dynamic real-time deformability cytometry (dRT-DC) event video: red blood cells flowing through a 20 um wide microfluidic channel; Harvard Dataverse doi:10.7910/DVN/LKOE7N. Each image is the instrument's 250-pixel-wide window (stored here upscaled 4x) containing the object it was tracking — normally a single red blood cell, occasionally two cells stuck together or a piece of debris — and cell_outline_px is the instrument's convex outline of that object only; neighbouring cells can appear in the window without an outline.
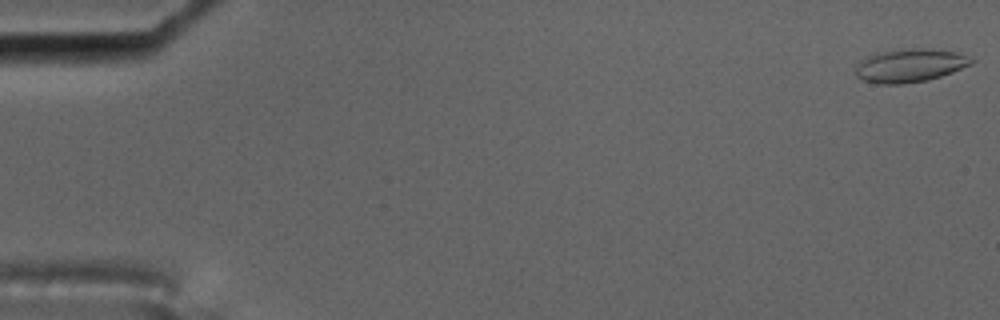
{"species": "common noctule bat (a hibernating species)", "species_latin": "Nyctalus noctula", "temperature_condition": "cold", "stored_images_in_passage": 58, "camera_frame_rate_fps": 3000, "um_per_image_px": 0.085, "animal": {"sex": "male", "body_mass_g": 17.5, "forearm_length_mm": 52.3}, "frame": {"image": 1, "passage_image": 1, "time_ms": 0.0, "image_size_px": [1000, 320], "cell_outline_px": [[976, 60], [972, 64], [952, 72], [928, 80], [904, 84], [876, 84], [864, 80], [856, 76], [852, 72], [856, 60], [864, 56], [876, 52], [908, 48], [924, 48], [960, 52]], "centroid_in_image_um": [77.26, 5.56], "position_along_channel_um": 7.7, "area_um2": 23.24}}
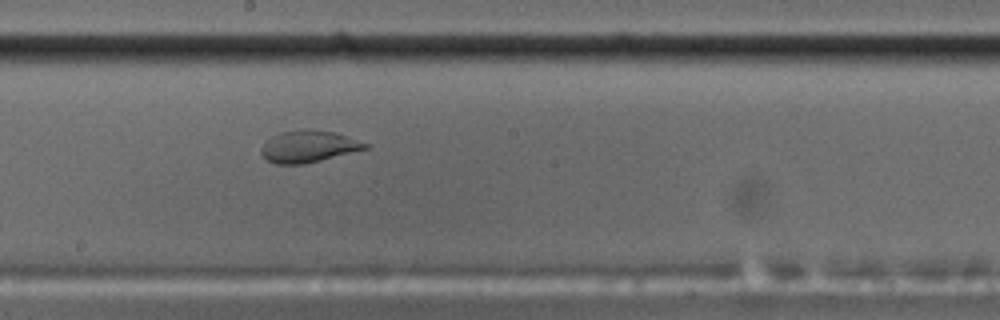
{"frame": {"image": 2, "passage_image": 32, "time_ms": 10.333, "image_size_px": [1000, 320], "cell_outline_px": [[368, 148], [304, 164], [276, 164], [268, 160], [260, 152], [260, 148], [272, 136], [280, 132], [308, 128], [336, 132], [368, 144]], "centroid_in_image_um": [26.2, 12.43], "position_along_channel_um": 222.0, "area_um2": 19.13}}
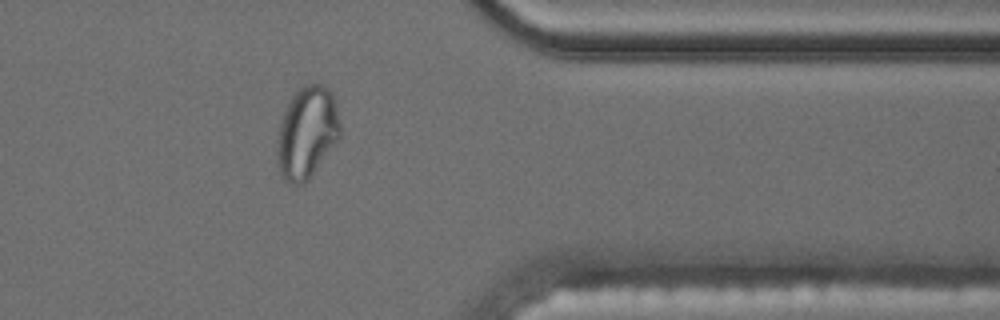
{"frame": {"image": 3, "passage_image": 47, "time_ms": 15.333, "image_size_px": [1000, 320], "cell_outline_px": [[340, 136], [308, 180], [300, 184], [288, 184], [284, 180], [280, 172], [276, 156], [276, 140], [280, 120], [292, 96], [304, 84], [320, 84], [328, 88], [332, 92], [336, 100], [340, 128]], "centroid_in_image_um": [26.07, 11.26], "position_along_channel_um": 385.3, "area_um2": 33.81}}